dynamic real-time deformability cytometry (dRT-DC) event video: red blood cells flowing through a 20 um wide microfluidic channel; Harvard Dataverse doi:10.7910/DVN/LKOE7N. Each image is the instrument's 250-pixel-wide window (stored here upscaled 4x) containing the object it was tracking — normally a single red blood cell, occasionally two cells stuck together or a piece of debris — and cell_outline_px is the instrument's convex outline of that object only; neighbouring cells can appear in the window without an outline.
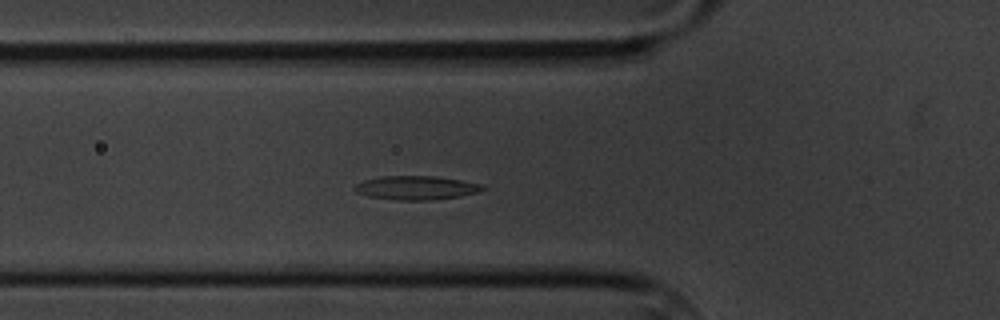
{"species": "common noctule bat (a hibernating species)", "species_latin": "Nyctalus noctula", "temperature_condition": "cold", "stored_images_in_passage": 2, "camera_frame_rate_fps": 3000, "um_per_image_px": 0.085, "animal": {"sex": "male", "body_mass_g": 20.1, "forearm_length_mm": 53.5}, "frame": {"image": 1, "passage_image": 2, "time_ms": 1.0, "image_size_px": [1000, 320], "cell_outline_px": [[488, 188], [480, 192], [460, 196], [432, 200], [392, 200], [368, 196], [356, 192], [352, 188], [356, 184], [364, 180], [380, 176], [436, 176], [484, 184]], "centroid_in_image_um": [35.4, 15.96], "position_along_channel_um": 90.4, "area_um2": 18.03}}